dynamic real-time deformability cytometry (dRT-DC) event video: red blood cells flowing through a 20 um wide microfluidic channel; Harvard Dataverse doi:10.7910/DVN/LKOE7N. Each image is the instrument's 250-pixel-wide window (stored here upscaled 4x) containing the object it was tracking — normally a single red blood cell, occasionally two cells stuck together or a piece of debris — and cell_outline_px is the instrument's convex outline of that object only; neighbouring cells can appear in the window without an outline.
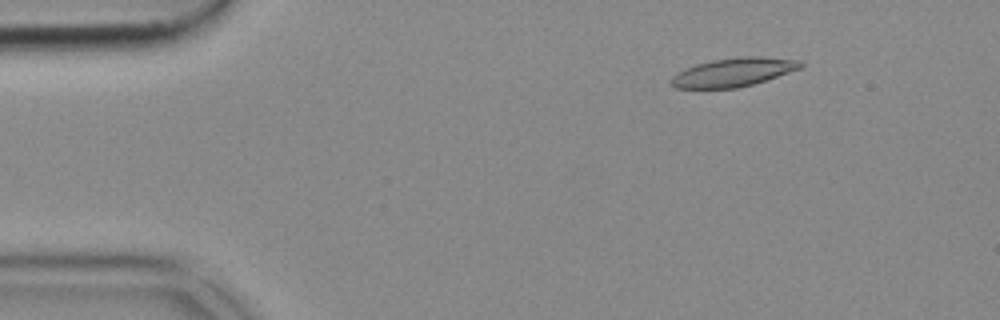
{"species": "common noctule bat (a hibernating species)", "species_latin": "Nyctalus noctula", "temperature_condition": "cold", "stored_images_in_passage": 51, "camera_frame_rate_fps": 3000, "um_per_image_px": 0.085, "animal": {"sex": "female", "body_mass_g": 18.4}, "frame": {"image": 1, "passage_image": 5, "time_ms": 1.333, "image_size_px": [1000, 320], "cell_outline_px": [[804, 68], [752, 84], [736, 88], [676, 88], [672, 84], [672, 76], [696, 64], [712, 60], [740, 56], [760, 56], [800, 60], [804, 64]], "centroid_in_image_um": [62.42, 6.12], "position_along_channel_um": 22.6, "area_um2": 21.44}}
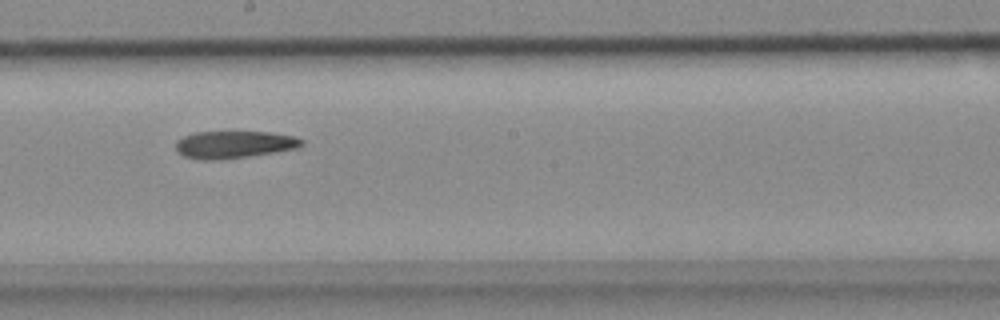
{"frame": {"image": 2, "passage_image": 27, "time_ms": 8.667, "image_size_px": [1000, 320], "cell_outline_px": [[304, 144], [300, 148], [276, 152], [248, 156], [216, 160], [200, 160], [184, 156], [176, 148], [176, 140], [184, 136], [196, 132], [268, 132], [296, 136], [304, 140]], "centroid_in_image_um": [19.95, 12.28], "position_along_channel_um": 228.3, "area_um2": 20.11}}
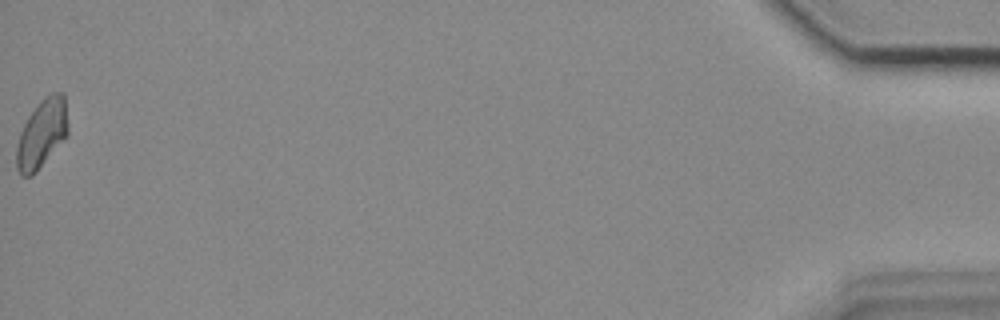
{"frame": {"image": 3, "passage_image": 51, "time_ms": 16.667, "image_size_px": [1000, 320], "cell_outline_px": [[68, 132], [36, 172], [32, 176], [20, 176], [16, 168], [16, 144], [20, 132], [28, 116], [40, 100], [48, 92], [64, 92], [68, 124]], "centroid_in_image_um": [3.53, 11.33], "position_along_channel_um": 431.7, "area_um2": 20.58}}